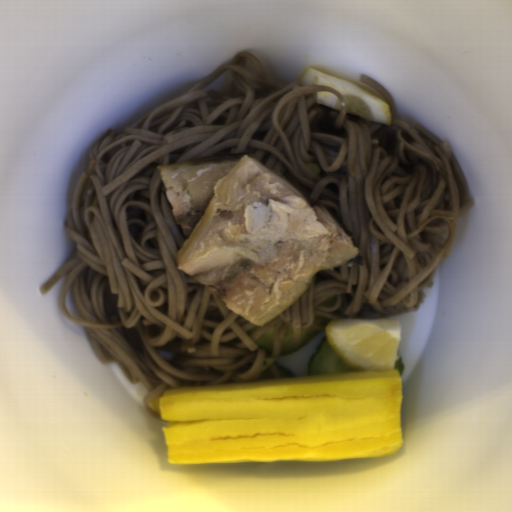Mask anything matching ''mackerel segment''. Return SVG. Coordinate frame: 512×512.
Segmentation results:
<instances>
[{
	"label": "mackerel segment",
	"mask_w": 512,
	"mask_h": 512,
	"mask_svg": "<svg viewBox=\"0 0 512 512\" xmlns=\"http://www.w3.org/2000/svg\"><path fill=\"white\" fill-rule=\"evenodd\" d=\"M172 215L187 239L177 268L252 324L301 296L313 276L360 251L323 207L245 153L159 165Z\"/></svg>",
	"instance_id": "1"
}]
</instances>
